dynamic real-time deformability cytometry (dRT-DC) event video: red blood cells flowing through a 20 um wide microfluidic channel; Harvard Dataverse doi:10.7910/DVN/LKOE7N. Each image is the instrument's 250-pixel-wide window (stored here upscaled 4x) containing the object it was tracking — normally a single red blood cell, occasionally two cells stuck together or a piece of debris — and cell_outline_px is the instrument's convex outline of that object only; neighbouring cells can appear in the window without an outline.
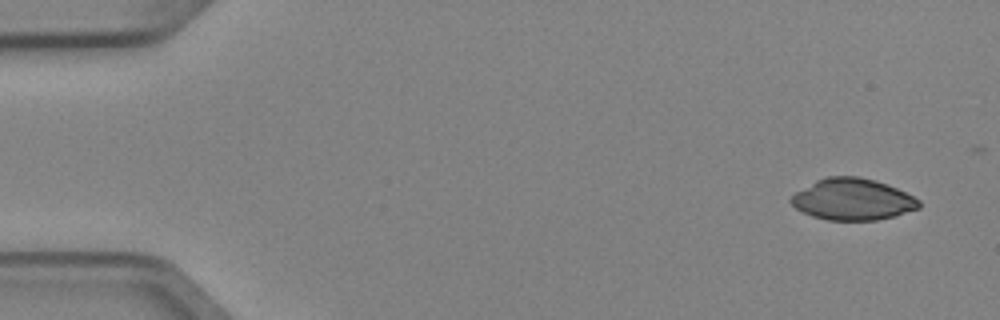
{"species": "Egyptian fruit bat (a non-hibernating species)", "species_latin": "Rousettus aegyptiacus", "temperature_condition": "cold", "stored_images_in_passage": 3, "camera_frame_rate_fps": 3000, "um_per_image_px": 0.085, "animal": {"sex": "female"}, "frame": {"image": 1, "passage_image": 1, "time_ms": 0.0, "image_size_px": [1000, 320], "cell_outline_px": [[920, 208], [896, 216], [876, 220], [828, 220], [812, 216], [796, 208], [788, 200], [796, 192], [816, 180], [828, 176], [860, 176], [876, 180], [888, 184], [920, 200]], "centroid_in_image_um": [72.49, 16.94], "position_along_channel_um": 12.5, "area_um2": 30.98}}